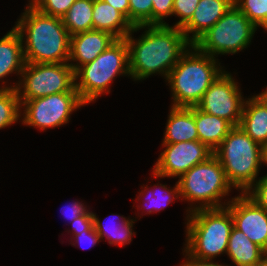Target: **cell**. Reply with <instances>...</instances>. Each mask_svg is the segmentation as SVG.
<instances>
[{"mask_svg":"<svg viewBox=\"0 0 267 266\" xmlns=\"http://www.w3.org/2000/svg\"><path fill=\"white\" fill-rule=\"evenodd\" d=\"M147 27L138 40L132 39V32ZM129 48L130 76L143 80L154 73L167 79L170 71L192 44L181 28L166 25H139L125 37Z\"/></svg>","mask_w":267,"mask_h":266,"instance_id":"1","label":"cell"},{"mask_svg":"<svg viewBox=\"0 0 267 266\" xmlns=\"http://www.w3.org/2000/svg\"><path fill=\"white\" fill-rule=\"evenodd\" d=\"M14 28L22 39L26 35L23 46L26 63L69 61L70 35L60 17L43 14L29 4Z\"/></svg>","mask_w":267,"mask_h":266,"instance_id":"2","label":"cell"},{"mask_svg":"<svg viewBox=\"0 0 267 266\" xmlns=\"http://www.w3.org/2000/svg\"><path fill=\"white\" fill-rule=\"evenodd\" d=\"M190 48L194 52L187 48L166 79L171 86L174 107L196 106L223 72L217 67L215 57L200 52L193 45Z\"/></svg>","mask_w":267,"mask_h":266,"instance_id":"3","label":"cell"},{"mask_svg":"<svg viewBox=\"0 0 267 266\" xmlns=\"http://www.w3.org/2000/svg\"><path fill=\"white\" fill-rule=\"evenodd\" d=\"M261 151L262 145L240 126H234L213 154L223 166L228 182L232 187L239 188L242 194L256 182L262 163Z\"/></svg>","mask_w":267,"mask_h":266,"instance_id":"4","label":"cell"},{"mask_svg":"<svg viewBox=\"0 0 267 266\" xmlns=\"http://www.w3.org/2000/svg\"><path fill=\"white\" fill-rule=\"evenodd\" d=\"M191 215V216H190ZM185 250L199 259L212 260L227 253L233 218L227 207L190 212Z\"/></svg>","mask_w":267,"mask_h":266,"instance_id":"5","label":"cell"},{"mask_svg":"<svg viewBox=\"0 0 267 266\" xmlns=\"http://www.w3.org/2000/svg\"><path fill=\"white\" fill-rule=\"evenodd\" d=\"M120 74H130L129 48L124 39H117L92 62L80 66L75 72V89L81 100L88 104L102 93L110 92L109 84ZM107 89V90H106Z\"/></svg>","mask_w":267,"mask_h":266,"instance_id":"6","label":"cell"},{"mask_svg":"<svg viewBox=\"0 0 267 266\" xmlns=\"http://www.w3.org/2000/svg\"><path fill=\"white\" fill-rule=\"evenodd\" d=\"M178 185L181 198L192 203L202 201L198 207L190 208L189 213L200 209L226 207L219 200L228 195L232 186L214 154L185 172L179 178Z\"/></svg>","mask_w":267,"mask_h":266,"instance_id":"7","label":"cell"},{"mask_svg":"<svg viewBox=\"0 0 267 266\" xmlns=\"http://www.w3.org/2000/svg\"><path fill=\"white\" fill-rule=\"evenodd\" d=\"M256 29L233 4L193 46L211 57L217 54H235L249 45Z\"/></svg>","mask_w":267,"mask_h":266,"instance_id":"8","label":"cell"},{"mask_svg":"<svg viewBox=\"0 0 267 266\" xmlns=\"http://www.w3.org/2000/svg\"><path fill=\"white\" fill-rule=\"evenodd\" d=\"M21 77L23 79L16 83L20 100L78 92L75 89L74 70L69 63H25ZM21 87L24 89L21 90Z\"/></svg>","mask_w":267,"mask_h":266,"instance_id":"9","label":"cell"},{"mask_svg":"<svg viewBox=\"0 0 267 266\" xmlns=\"http://www.w3.org/2000/svg\"><path fill=\"white\" fill-rule=\"evenodd\" d=\"M20 102L25 108L22 123L42 130L68 123L70 114L85 105L78 92L51 94Z\"/></svg>","mask_w":267,"mask_h":266,"instance_id":"10","label":"cell"},{"mask_svg":"<svg viewBox=\"0 0 267 266\" xmlns=\"http://www.w3.org/2000/svg\"><path fill=\"white\" fill-rule=\"evenodd\" d=\"M230 73L224 71L203 94L196 107L239 126L245 100Z\"/></svg>","mask_w":267,"mask_h":266,"instance_id":"11","label":"cell"},{"mask_svg":"<svg viewBox=\"0 0 267 266\" xmlns=\"http://www.w3.org/2000/svg\"><path fill=\"white\" fill-rule=\"evenodd\" d=\"M167 147L160 154L153 168V177L179 178L193 166L206 161L213 155V151L199 140L163 144Z\"/></svg>","mask_w":267,"mask_h":266,"instance_id":"12","label":"cell"},{"mask_svg":"<svg viewBox=\"0 0 267 266\" xmlns=\"http://www.w3.org/2000/svg\"><path fill=\"white\" fill-rule=\"evenodd\" d=\"M233 218V226L267 252V212L245 193L226 204Z\"/></svg>","mask_w":267,"mask_h":266,"instance_id":"13","label":"cell"},{"mask_svg":"<svg viewBox=\"0 0 267 266\" xmlns=\"http://www.w3.org/2000/svg\"><path fill=\"white\" fill-rule=\"evenodd\" d=\"M116 40L111 33L94 29L70 36L69 61H79L76 64L70 63L74 72L80 66L92 62Z\"/></svg>","mask_w":267,"mask_h":266,"instance_id":"14","label":"cell"},{"mask_svg":"<svg viewBox=\"0 0 267 266\" xmlns=\"http://www.w3.org/2000/svg\"><path fill=\"white\" fill-rule=\"evenodd\" d=\"M233 4L234 0H200L191 19L181 28L188 41L193 45Z\"/></svg>","mask_w":267,"mask_h":266,"instance_id":"15","label":"cell"},{"mask_svg":"<svg viewBox=\"0 0 267 266\" xmlns=\"http://www.w3.org/2000/svg\"><path fill=\"white\" fill-rule=\"evenodd\" d=\"M239 126L260 145L267 143V98L262 93L244 102Z\"/></svg>","mask_w":267,"mask_h":266,"instance_id":"16","label":"cell"},{"mask_svg":"<svg viewBox=\"0 0 267 266\" xmlns=\"http://www.w3.org/2000/svg\"><path fill=\"white\" fill-rule=\"evenodd\" d=\"M163 144L199 140L192 107H171Z\"/></svg>","mask_w":267,"mask_h":266,"instance_id":"17","label":"cell"},{"mask_svg":"<svg viewBox=\"0 0 267 266\" xmlns=\"http://www.w3.org/2000/svg\"><path fill=\"white\" fill-rule=\"evenodd\" d=\"M93 29L124 39L133 29L131 23L114 7L103 0H93Z\"/></svg>","mask_w":267,"mask_h":266,"instance_id":"18","label":"cell"},{"mask_svg":"<svg viewBox=\"0 0 267 266\" xmlns=\"http://www.w3.org/2000/svg\"><path fill=\"white\" fill-rule=\"evenodd\" d=\"M193 115L199 141L206 144L212 151L223 142L224 138L234 127L227 120L203 112L196 106H193Z\"/></svg>","mask_w":267,"mask_h":266,"instance_id":"19","label":"cell"},{"mask_svg":"<svg viewBox=\"0 0 267 266\" xmlns=\"http://www.w3.org/2000/svg\"><path fill=\"white\" fill-rule=\"evenodd\" d=\"M23 42L15 28H12L0 39V79L5 78L14 71L21 75L26 63Z\"/></svg>","mask_w":267,"mask_h":266,"instance_id":"20","label":"cell"},{"mask_svg":"<svg viewBox=\"0 0 267 266\" xmlns=\"http://www.w3.org/2000/svg\"><path fill=\"white\" fill-rule=\"evenodd\" d=\"M227 255L236 266H252L261 261L267 252L233 226L229 236Z\"/></svg>","mask_w":267,"mask_h":266,"instance_id":"21","label":"cell"},{"mask_svg":"<svg viewBox=\"0 0 267 266\" xmlns=\"http://www.w3.org/2000/svg\"><path fill=\"white\" fill-rule=\"evenodd\" d=\"M93 0H75L62 22L70 36L93 29Z\"/></svg>","mask_w":267,"mask_h":266,"instance_id":"22","label":"cell"},{"mask_svg":"<svg viewBox=\"0 0 267 266\" xmlns=\"http://www.w3.org/2000/svg\"><path fill=\"white\" fill-rule=\"evenodd\" d=\"M93 217V228L96 233L99 235L100 239L107 237L109 244H119L124 245L130 243L132 240V232L133 223L135 220L127 219L125 217H121V224L116 227L103 225L100 220L97 218L96 214L92 212ZM113 230V231H112Z\"/></svg>","mask_w":267,"mask_h":266,"instance_id":"23","label":"cell"},{"mask_svg":"<svg viewBox=\"0 0 267 266\" xmlns=\"http://www.w3.org/2000/svg\"><path fill=\"white\" fill-rule=\"evenodd\" d=\"M17 86L0 88V129L17 122L22 108Z\"/></svg>","mask_w":267,"mask_h":266,"instance_id":"24","label":"cell"},{"mask_svg":"<svg viewBox=\"0 0 267 266\" xmlns=\"http://www.w3.org/2000/svg\"><path fill=\"white\" fill-rule=\"evenodd\" d=\"M152 0H129V22L131 25H152Z\"/></svg>","mask_w":267,"mask_h":266,"instance_id":"25","label":"cell"},{"mask_svg":"<svg viewBox=\"0 0 267 266\" xmlns=\"http://www.w3.org/2000/svg\"><path fill=\"white\" fill-rule=\"evenodd\" d=\"M234 4L256 27L266 16L267 0H234Z\"/></svg>","mask_w":267,"mask_h":266,"instance_id":"26","label":"cell"},{"mask_svg":"<svg viewBox=\"0 0 267 266\" xmlns=\"http://www.w3.org/2000/svg\"><path fill=\"white\" fill-rule=\"evenodd\" d=\"M75 0H31L30 5L46 15L64 16Z\"/></svg>","mask_w":267,"mask_h":266,"instance_id":"27","label":"cell"},{"mask_svg":"<svg viewBox=\"0 0 267 266\" xmlns=\"http://www.w3.org/2000/svg\"><path fill=\"white\" fill-rule=\"evenodd\" d=\"M162 186V187H161ZM161 188H162V190H163V192L162 193H160L159 191H157V189H156V191H157V193H155V191L153 192H151V191H147V194L148 195H150L152 198L150 199V200H148L150 203H151V205H152V208L151 207H149L150 209L149 210H147V212H149V213H152V212H154V210L155 211H160L162 208H164L165 206H167L169 203H171L172 202V200L174 199V198H177V197H179L180 196V192H179V185H178V182H176V185H175V187H174V189H168L166 186H164V185H162V184H160V188H159V190L160 191H162L161 190ZM150 193V194H149ZM152 193V194H151ZM160 194V195H159ZM162 194V195H161ZM153 195V196H152ZM155 195V196H154ZM149 196V197H150ZM176 196V197H175ZM160 198V199H159ZM163 201V202H162ZM148 202V204H150ZM150 205V206H151Z\"/></svg>","mask_w":267,"mask_h":266,"instance_id":"28","label":"cell"},{"mask_svg":"<svg viewBox=\"0 0 267 266\" xmlns=\"http://www.w3.org/2000/svg\"><path fill=\"white\" fill-rule=\"evenodd\" d=\"M200 0H174L172 15H177L180 20L174 27L182 28L192 17Z\"/></svg>","mask_w":267,"mask_h":266,"instance_id":"29","label":"cell"},{"mask_svg":"<svg viewBox=\"0 0 267 266\" xmlns=\"http://www.w3.org/2000/svg\"><path fill=\"white\" fill-rule=\"evenodd\" d=\"M174 0H152V25H166L163 18L171 16Z\"/></svg>","mask_w":267,"mask_h":266,"instance_id":"30","label":"cell"},{"mask_svg":"<svg viewBox=\"0 0 267 266\" xmlns=\"http://www.w3.org/2000/svg\"><path fill=\"white\" fill-rule=\"evenodd\" d=\"M245 194L267 212V175L256 181Z\"/></svg>","mask_w":267,"mask_h":266,"instance_id":"31","label":"cell"},{"mask_svg":"<svg viewBox=\"0 0 267 266\" xmlns=\"http://www.w3.org/2000/svg\"><path fill=\"white\" fill-rule=\"evenodd\" d=\"M87 210L83 215L74 219L71 224L73 228V235H79L83 231H90L93 229V217L92 212Z\"/></svg>","mask_w":267,"mask_h":266,"instance_id":"32","label":"cell"},{"mask_svg":"<svg viewBox=\"0 0 267 266\" xmlns=\"http://www.w3.org/2000/svg\"><path fill=\"white\" fill-rule=\"evenodd\" d=\"M74 236L75 237H73V238H76V243L77 242L79 244H81L82 242L85 243V244L87 243L89 245V247L94 246L97 242L100 241V237L96 233V231L94 230V228L92 230H90V231H83L79 235H74Z\"/></svg>","mask_w":267,"mask_h":266,"instance_id":"33","label":"cell"},{"mask_svg":"<svg viewBox=\"0 0 267 266\" xmlns=\"http://www.w3.org/2000/svg\"><path fill=\"white\" fill-rule=\"evenodd\" d=\"M116 8L129 21V0H103Z\"/></svg>","mask_w":267,"mask_h":266,"instance_id":"34","label":"cell"},{"mask_svg":"<svg viewBox=\"0 0 267 266\" xmlns=\"http://www.w3.org/2000/svg\"><path fill=\"white\" fill-rule=\"evenodd\" d=\"M187 261L181 266H221V264L213 263L211 260L199 259L190 255L186 250Z\"/></svg>","mask_w":267,"mask_h":266,"instance_id":"35","label":"cell"},{"mask_svg":"<svg viewBox=\"0 0 267 266\" xmlns=\"http://www.w3.org/2000/svg\"><path fill=\"white\" fill-rule=\"evenodd\" d=\"M84 205L80 202H73L71 206H68L67 213L65 212V215L68 216V219L71 220V222L76 219L78 216L83 215L87 210L85 209ZM69 213V214H68Z\"/></svg>","mask_w":267,"mask_h":266,"instance_id":"36","label":"cell"},{"mask_svg":"<svg viewBox=\"0 0 267 266\" xmlns=\"http://www.w3.org/2000/svg\"><path fill=\"white\" fill-rule=\"evenodd\" d=\"M261 158L262 162L267 164V143L262 145Z\"/></svg>","mask_w":267,"mask_h":266,"instance_id":"37","label":"cell"},{"mask_svg":"<svg viewBox=\"0 0 267 266\" xmlns=\"http://www.w3.org/2000/svg\"><path fill=\"white\" fill-rule=\"evenodd\" d=\"M252 266H267V255L261 261L255 263Z\"/></svg>","mask_w":267,"mask_h":266,"instance_id":"38","label":"cell"},{"mask_svg":"<svg viewBox=\"0 0 267 266\" xmlns=\"http://www.w3.org/2000/svg\"><path fill=\"white\" fill-rule=\"evenodd\" d=\"M263 27L265 30H267V12L264 20L258 25V27Z\"/></svg>","mask_w":267,"mask_h":266,"instance_id":"39","label":"cell"},{"mask_svg":"<svg viewBox=\"0 0 267 266\" xmlns=\"http://www.w3.org/2000/svg\"><path fill=\"white\" fill-rule=\"evenodd\" d=\"M262 94L267 98V89Z\"/></svg>","mask_w":267,"mask_h":266,"instance_id":"40","label":"cell"}]
</instances>
